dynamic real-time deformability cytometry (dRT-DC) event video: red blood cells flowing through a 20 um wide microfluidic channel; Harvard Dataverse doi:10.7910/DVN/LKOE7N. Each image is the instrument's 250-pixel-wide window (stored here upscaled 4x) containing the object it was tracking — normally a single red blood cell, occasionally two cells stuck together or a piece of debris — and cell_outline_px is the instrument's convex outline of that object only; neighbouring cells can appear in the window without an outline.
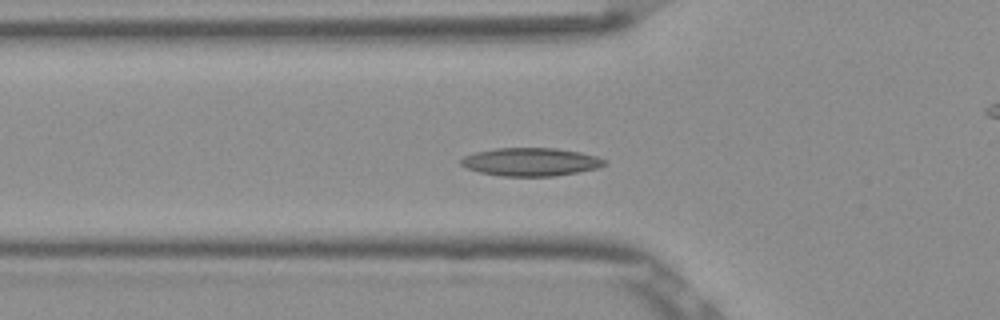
{"species": "Egyptian fruit bat (a non-hibernating species)", "species_latin": "Rousettus aegyptiacus", "temperature_condition": "room temperature", "stored_images_in_passage": 55, "camera_frame_rate_fps": 3000, "um_per_image_px": 0.085, "frame": {"image": 1, "passage_image": 19, "time_ms": 6.0, "image_size_px": [1000, 320], "cell_outline_px": [[608, 164], [600, 168], [552, 176], [504, 176], [480, 172], [468, 168], [460, 164], [460, 160], [464, 156], [476, 152], [496, 148], [556, 148], [580, 152], [596, 156], [608, 160]], "centroid_in_image_um": [45.16, 13.75], "position_along_channel_um": 80.6, "area_um2": 23.52}}
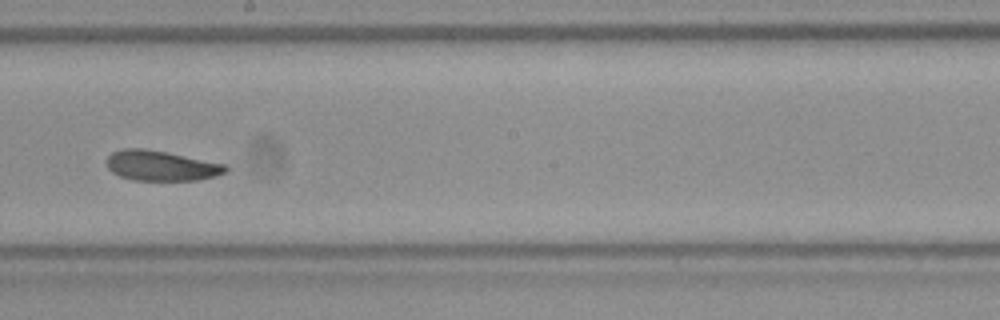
{"frame": {"image": 2, "passage_image": 31, "time_ms": 10.0, "image_size_px": [1000, 320], "cell_outline_px": [[228, 172], [216, 176], [196, 180], [132, 180], [120, 176], [112, 172], [108, 168], [108, 156], [112, 152], [124, 148], [144, 148], [168, 152], [228, 164]], "centroid_in_image_um": [13.75, 14.08], "position_along_channel_um": 234.5, "area_um2": 21.1}}
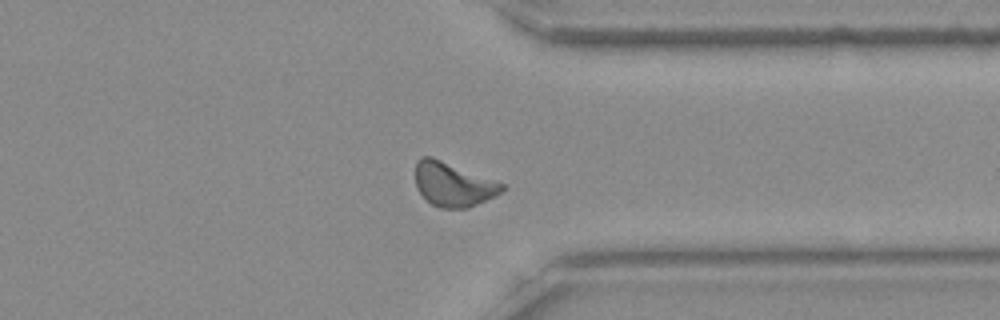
{"frame": {"image": 3, "passage_image": 42, "time_ms": 13.667, "image_size_px": [1000, 320], "cell_outline_px": [[508, 188], [496, 196], [468, 208], [440, 208], [432, 204], [416, 188], [416, 160], [420, 156], [432, 156], [504, 184]], "centroid_in_image_um": [38.53, 15.67], "position_along_channel_um": 372.9, "area_um2": 22.25}, "authors_computed_cell_mechanics": {"area_um2": 21.5016, "velocity_mm_per_s": 3.8298, "shape_relaxation_time_tau1_ms": 4.143, "shape_relaxation_time_tau2_ms": 4.0326, "deformation_change_tau1": 0.1109, "deformation_change_tau2": 0.1069}}